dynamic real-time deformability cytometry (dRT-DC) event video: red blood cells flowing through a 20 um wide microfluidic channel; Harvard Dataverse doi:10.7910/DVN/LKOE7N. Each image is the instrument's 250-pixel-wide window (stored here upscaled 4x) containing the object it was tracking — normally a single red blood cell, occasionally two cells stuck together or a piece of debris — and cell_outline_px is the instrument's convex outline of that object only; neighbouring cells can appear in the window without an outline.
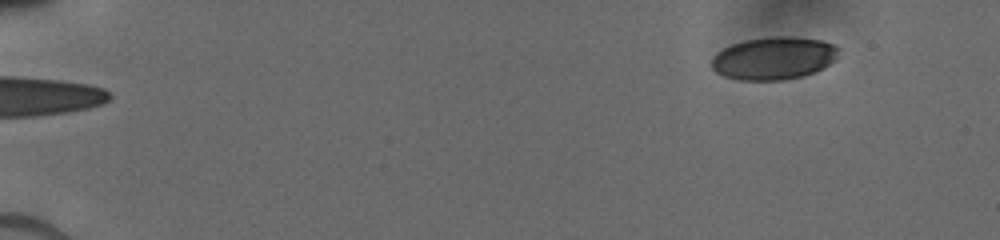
{"species": "human", "species_latin": "Homo sapiens", "temperature_condition": "cold", "stored_images_in_passage": 9, "camera_frame_rate_fps": 3000, "um_per_image_px": 0.085, "donor": {"sex": "male"}, "frame": {"image": 1, "passage_image": 1, "time_ms": 0.0, "image_size_px": [1000, 240], "cell_outline_px": [[840, 48], [836, 60], [812, 72], [800, 76], [784, 80], [740, 80], [724, 76], [716, 72], [712, 68], [712, 56], [716, 52], [732, 44], [744, 40], [776, 36], [788, 36], [824, 40]], "centroid_in_image_um": [65.76, 4.94], "position_along_channel_um": 19.2, "area_um2": 31.56}}
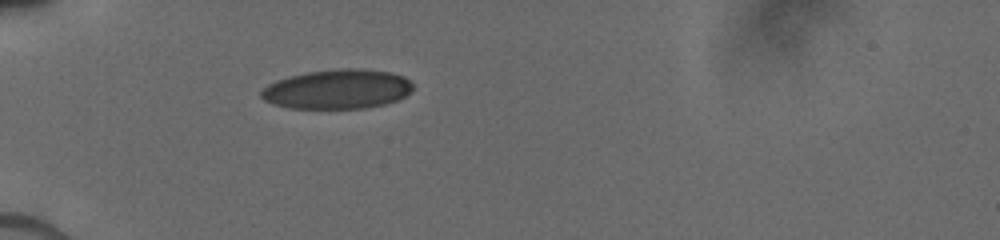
{"frame": {"image": 2, "passage_image": 7, "time_ms": 4.0, "image_size_px": [1000, 240], "cell_outline_px": [[412, 88], [404, 96], [396, 100], [384, 104], [364, 108], [288, 108], [272, 104], [264, 100], [260, 96], [260, 92], [268, 84], [276, 80], [288, 76], [308, 72], [340, 68], [356, 68], [388, 72], [404, 76], [412, 84]], "centroid_in_image_um": [28.63, 7.58], "position_along_channel_um": 56.4, "area_um2": 34.74}}
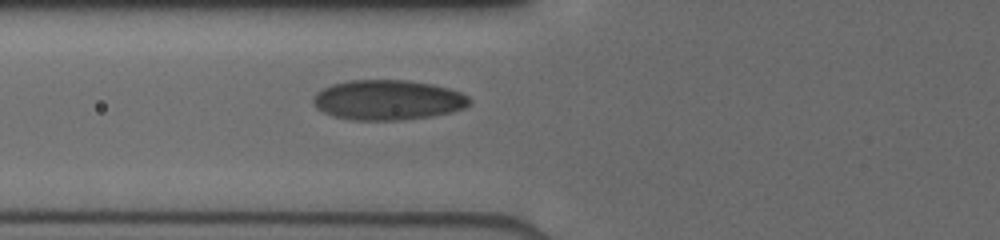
{"frame": {"image": 3, "passage_image": 9, "time_ms": 5.333, "image_size_px": [1000, 240], "cell_outline_px": [[472, 100], [464, 108], [448, 112], [428, 116], [396, 120], [356, 120], [336, 116], [324, 112], [316, 108], [312, 100], [316, 92], [332, 84], [352, 80], [408, 80], [432, 84], [448, 88], [460, 92], [468, 96]], "centroid_in_image_um": [32.95, 8.48], "position_along_channel_um": 92.8, "area_um2": 36.07}}